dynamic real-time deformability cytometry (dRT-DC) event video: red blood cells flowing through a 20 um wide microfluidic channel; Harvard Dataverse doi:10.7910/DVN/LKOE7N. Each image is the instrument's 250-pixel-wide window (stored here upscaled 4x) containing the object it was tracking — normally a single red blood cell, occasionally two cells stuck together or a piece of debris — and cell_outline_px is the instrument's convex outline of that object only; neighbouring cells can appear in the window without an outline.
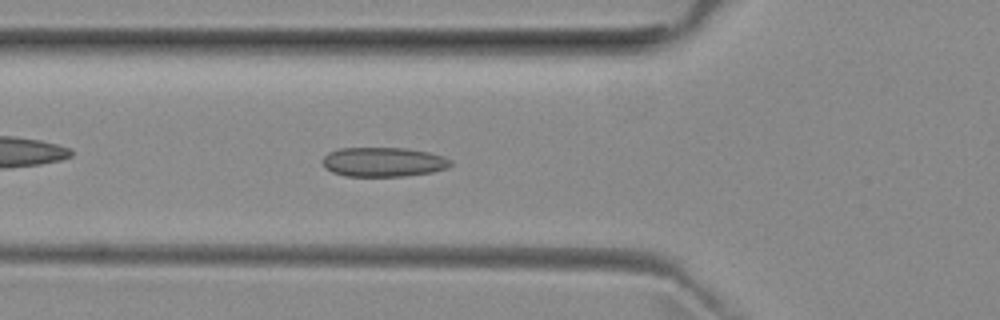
{"species": "common noctule bat (a hibernating species)", "species_latin": "Nyctalus noctula", "temperature_condition": "room temperature", "stored_images_in_passage": 40, "camera_frame_rate_fps": 3000, "um_per_image_px": 0.085, "animal": {"sex": "female", "body_mass_g": 29.2, "forearm_length_mm": 56.3}, "frame": {"image": 1, "passage_image": 6, "time_ms": 1.667, "image_size_px": [1000, 320], "cell_outline_px": [[452, 164], [448, 168], [432, 172], [404, 176], [344, 176], [332, 172], [324, 168], [324, 156], [328, 152], [340, 148], [404, 148], [428, 152], [444, 156], [452, 160]], "centroid_in_image_um": [32.6, 13.77], "position_along_channel_um": 93.2, "area_um2": 22.02}}
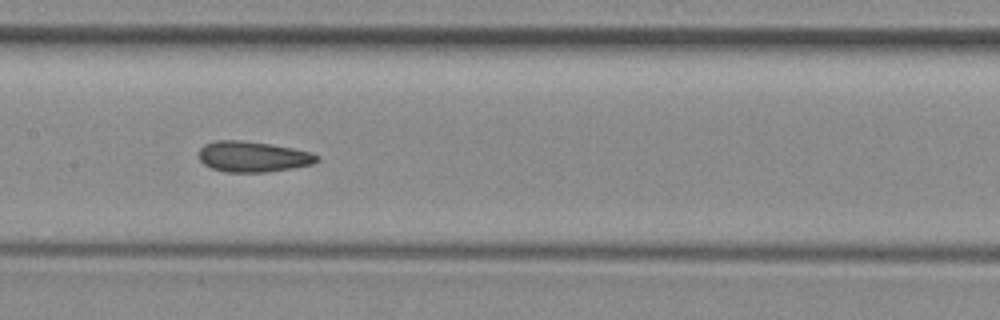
{"frame": {"image": 2, "passage_image": 13, "time_ms": 4.0, "image_size_px": [1000, 320], "cell_outline_px": [[320, 160], [312, 164], [292, 168], [264, 172], [224, 172], [212, 168], [204, 164], [200, 160], [200, 148], [204, 144], [216, 140], [240, 140], [272, 144], [312, 152], [320, 156]], "centroid_in_image_um": [21.52, 13.31], "position_along_channel_um": 185.9, "area_um2": 21.15}}
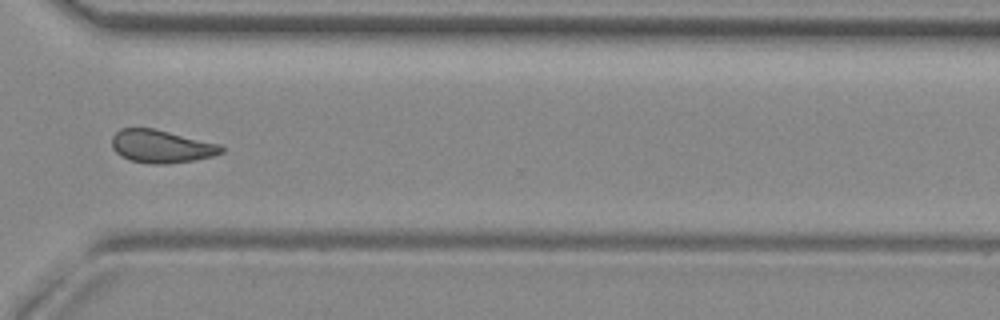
{"frame": {"image": 3, "passage_image": 26, "time_ms": 8.333, "image_size_px": [1000, 320], "cell_outline_px": [[224, 152], [212, 156], [196, 160], [168, 164], [152, 164], [132, 160], [120, 156], [112, 148], [112, 136], [120, 128], [152, 128], [220, 144], [224, 148]], "centroid_in_image_um": [13.71, 12.45], "position_along_channel_um": 356.9, "area_um2": 20.98}, "authors_computed_cell_mechanics": {"area_um2": 21.0681, "velocity_mm_per_s": 3.9537, "shape_relaxation_time_tau1_ms": null, "shape_relaxation_time_tau2_ms": 2.4412, "deformation_change_tau1": null, "deformation_change_tau2": 0.0752}}